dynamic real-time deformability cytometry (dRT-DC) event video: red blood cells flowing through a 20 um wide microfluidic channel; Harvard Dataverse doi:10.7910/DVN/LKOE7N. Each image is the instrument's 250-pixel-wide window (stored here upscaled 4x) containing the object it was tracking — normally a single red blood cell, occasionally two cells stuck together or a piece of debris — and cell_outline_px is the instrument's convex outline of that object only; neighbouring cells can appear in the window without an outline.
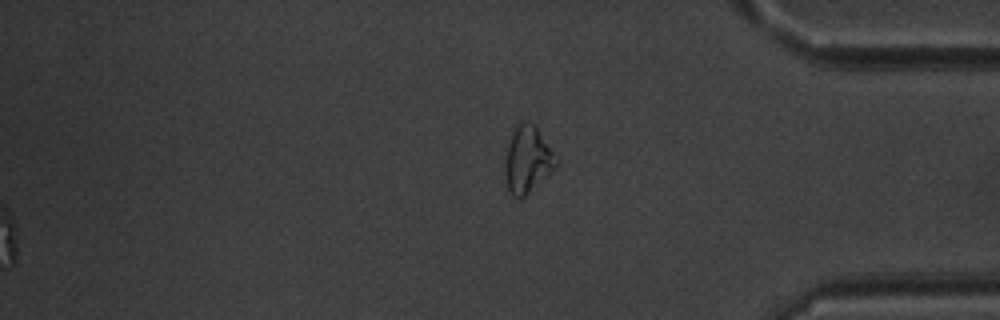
{"species": "common noctule bat (a hibernating species)", "species_latin": "Nyctalus noctula", "temperature_condition": "warm", "stored_images_in_passage": 53, "segment_of_instrument_passage": [2, 2], "camera_frame_rate_fps": 3000, "um_per_image_px": 0.085, "animal": {"sex": "male", "body_mass_g": 20.1, "forearm_length_mm": 53.5}, "frame": {"image": 1, "passage_image": 53, "time_ms": 17.333, "image_size_px": [1000, 320], "cell_outline_px": [[560, 164], [556, 168], [520, 200], [512, 196], [508, 192], [504, 176], [504, 164], [508, 136], [512, 128], [520, 120], [524, 120], [532, 124], [536, 128], [560, 160]], "centroid_in_image_um": [44.8, 13.56], "position_along_channel_um": 390.4, "area_um2": 20.58}}